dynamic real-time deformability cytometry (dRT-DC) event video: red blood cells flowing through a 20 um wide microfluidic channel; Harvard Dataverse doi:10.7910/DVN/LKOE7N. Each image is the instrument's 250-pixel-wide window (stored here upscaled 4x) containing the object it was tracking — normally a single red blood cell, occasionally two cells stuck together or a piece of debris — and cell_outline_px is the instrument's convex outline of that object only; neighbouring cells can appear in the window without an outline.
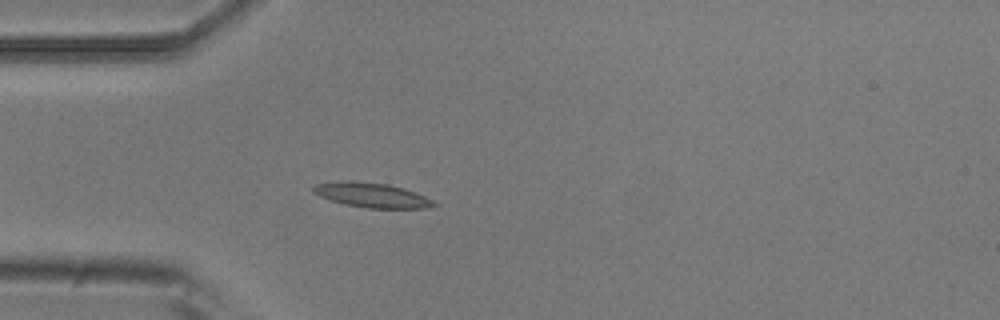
{"species": "common noctule bat (a hibernating species)", "species_latin": "Nyctalus noctula", "temperature_condition": "room temperature", "stored_images_in_passage": 4, "camera_frame_rate_fps": 3000, "um_per_image_px": 0.085, "animal": {"sex": "male", "body_mass_g": 20.5, "forearm_length_mm": 52.5}, "frame": {"image": 1, "passage_image": 4, "time_ms": 1.0, "image_size_px": [1000, 320], "cell_outline_px": [[440, 204], [424, 208], [368, 208], [344, 204], [320, 196], [312, 192], [312, 188], [316, 184], [344, 180], [352, 180], [388, 184], [404, 188], [416, 192]], "centroid_in_image_um": [31.61, 16.57], "position_along_channel_um": 53.4, "area_um2": 17.34}}